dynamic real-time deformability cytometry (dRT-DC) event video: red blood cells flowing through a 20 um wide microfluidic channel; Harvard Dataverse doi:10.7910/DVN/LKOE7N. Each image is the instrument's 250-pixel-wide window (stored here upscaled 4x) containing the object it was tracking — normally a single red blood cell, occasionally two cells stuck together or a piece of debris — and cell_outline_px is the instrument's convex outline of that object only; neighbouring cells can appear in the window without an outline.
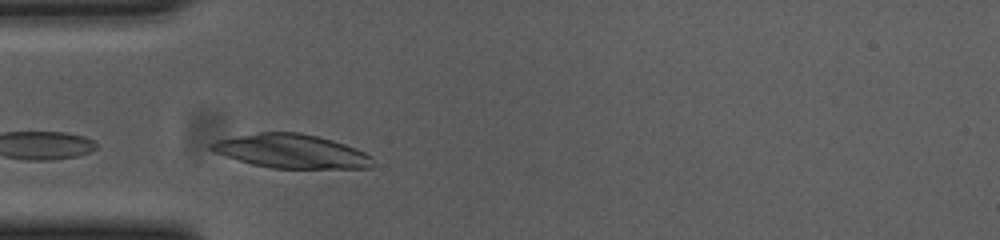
{"species": "common noctule bat (a hibernating species)", "species_latin": "Nyctalus noctula", "temperature_condition": "cold", "stored_images_in_passage": 34, "camera_frame_rate_fps": 3000, "um_per_image_px": 0.085, "animal": {"sex": "female", "body_mass_g": 23.0, "forearm_length_mm": 53.4}, "frame": {"image": 1, "passage_image": 6, "time_ms": 1.667, "image_size_px": [1000, 240], "cell_outline_px": [[372, 168], [272, 168], [252, 164], [212, 152], [208, 148], [208, 144], [216, 140], [260, 132], [296, 132], [316, 136], [332, 140], [356, 148], [372, 156]], "centroid_in_image_um": [24.74, 12.86], "position_along_channel_um": 60.3, "area_um2": 31.73}}